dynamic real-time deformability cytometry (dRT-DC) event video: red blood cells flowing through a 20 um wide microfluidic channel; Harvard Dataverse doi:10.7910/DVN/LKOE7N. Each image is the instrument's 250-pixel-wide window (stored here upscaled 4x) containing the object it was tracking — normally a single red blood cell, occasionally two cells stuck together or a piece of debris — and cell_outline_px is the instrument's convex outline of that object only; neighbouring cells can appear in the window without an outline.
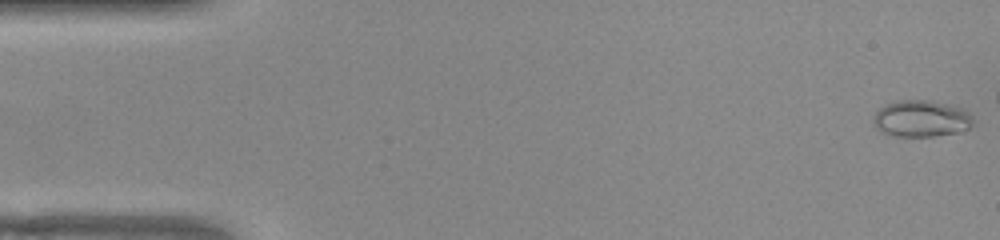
{"species": "common noctule bat (a hibernating species)", "species_latin": "Nyctalus noctula", "temperature_condition": "warm", "stored_images_in_passage": 42, "camera_frame_rate_fps": 3000, "um_per_image_px": 0.085, "animal": {"sex": "female", "body_mass_g": 22.0, "forearm_length_mm": 56.7}, "frame": {"image": 1, "passage_image": 1, "time_ms": 0.0, "image_size_px": [1000, 240], "cell_outline_px": [[972, 124], [968, 128], [956, 132], [936, 136], [892, 136], [880, 132], [872, 124], [872, 116], [884, 104], [896, 100], [932, 100], [964, 108], [972, 116]], "centroid_in_image_um": [78.25, 10.07], "position_along_channel_um": 6.8, "area_um2": 21.62}}
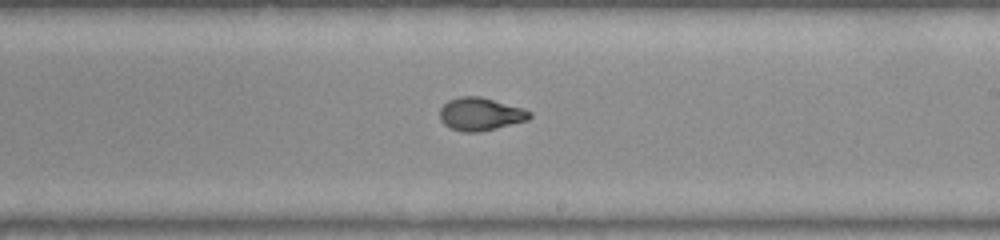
{"frame": {"image": 2, "passage_image": 30, "time_ms": 9.667, "image_size_px": [1000, 240], "cell_outline_px": [[532, 116], [528, 120], [480, 132], [464, 132], [452, 128], [444, 124], [440, 120], [440, 108], [448, 100], [460, 96], [480, 96], [524, 108], [532, 112]], "centroid_in_image_um": [40.85, 9.69], "position_along_channel_um": 248.2, "area_um2": 17.28}}
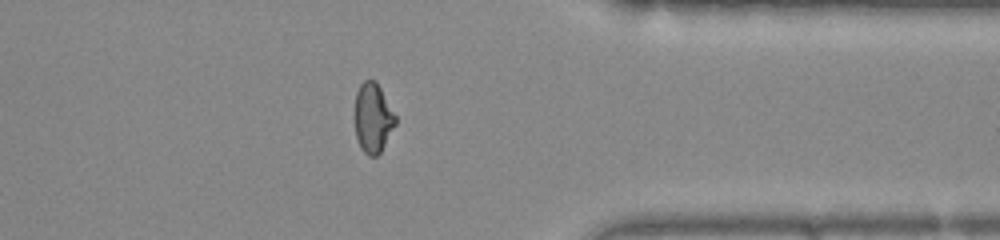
{"frame": {"image": 3, "passage_image": 41, "time_ms": 13.333, "image_size_px": [1000, 240], "cell_outline_px": [[396, 124], [380, 152], [376, 156], [368, 156], [360, 148], [356, 136], [356, 92], [360, 84], [364, 80], [376, 80], [396, 116]], "centroid_in_image_um": [31.71, 10.02], "position_along_channel_um": 379.7, "area_um2": 16.3}}